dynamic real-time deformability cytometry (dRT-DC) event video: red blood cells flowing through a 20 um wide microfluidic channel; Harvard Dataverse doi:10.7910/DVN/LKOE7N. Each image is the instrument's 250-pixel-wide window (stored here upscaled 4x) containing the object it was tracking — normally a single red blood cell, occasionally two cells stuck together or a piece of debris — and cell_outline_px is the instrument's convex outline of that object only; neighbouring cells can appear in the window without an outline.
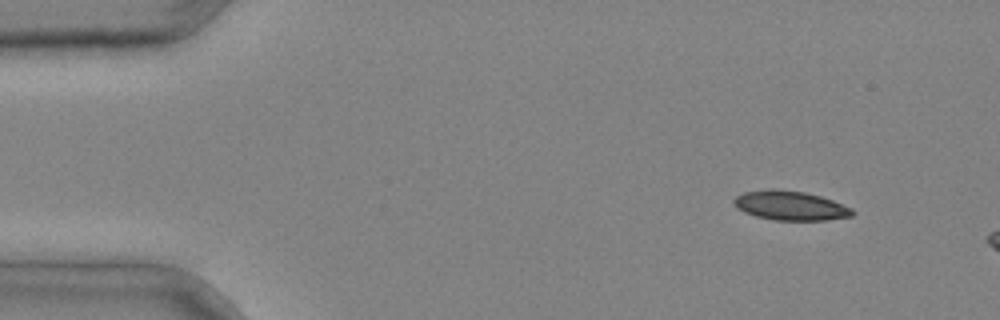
{"species": "common noctule bat (a hibernating species)", "species_latin": "Nyctalus noctula", "temperature_condition": "cold", "stored_images_in_passage": 3, "camera_frame_rate_fps": 3000, "um_per_image_px": 0.085, "animal": {"sex": "male", "body_mass_g": 20.4}, "frame": {"image": 1, "passage_image": 1, "time_ms": 0.0, "image_size_px": [1000, 320], "cell_outline_px": [[856, 212], [852, 216], [828, 220], [772, 220], [756, 216], [744, 212], [736, 208], [732, 200], [736, 196], [744, 192], [768, 188], [776, 188], [804, 192], [820, 196], [832, 200], [852, 208]], "centroid_in_image_um": [67.16, 17.47], "position_along_channel_um": 17.8, "area_um2": 20.46}}